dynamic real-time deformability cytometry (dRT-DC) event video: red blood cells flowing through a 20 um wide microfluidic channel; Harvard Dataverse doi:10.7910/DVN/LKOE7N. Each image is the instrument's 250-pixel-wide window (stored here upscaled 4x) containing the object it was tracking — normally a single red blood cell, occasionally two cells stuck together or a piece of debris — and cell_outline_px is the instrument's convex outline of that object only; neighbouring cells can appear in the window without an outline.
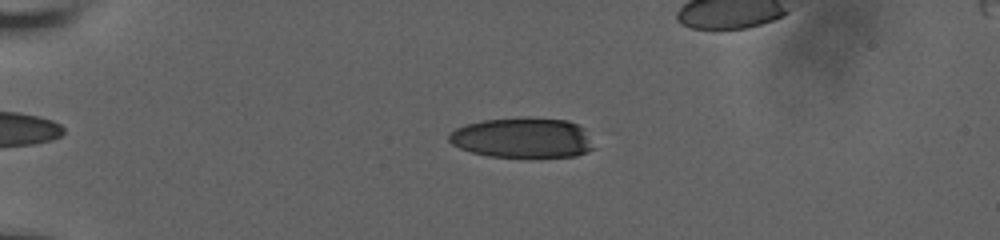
{"species": "human", "species_latin": "Homo sapiens", "temperature_condition": "room temperature", "stored_images_in_passage": 82, "camera_frame_rate_fps": 3000, "um_per_image_px": 0.085, "donor": {"sex": "male"}, "frame": {"image": 1, "passage_image": 29, "time_ms": 5.0, "image_size_px": [1000, 240], "cell_outline_px": [[592, 148], [588, 152], [576, 156], [488, 156], [472, 152], [460, 148], [452, 144], [448, 140], [448, 132], [464, 124], [480, 120], [520, 116], [528, 116], [568, 120], [584, 128]], "centroid_in_image_um": [44.35, 11.67], "position_along_channel_um": 40.7, "area_um2": 34.1}}
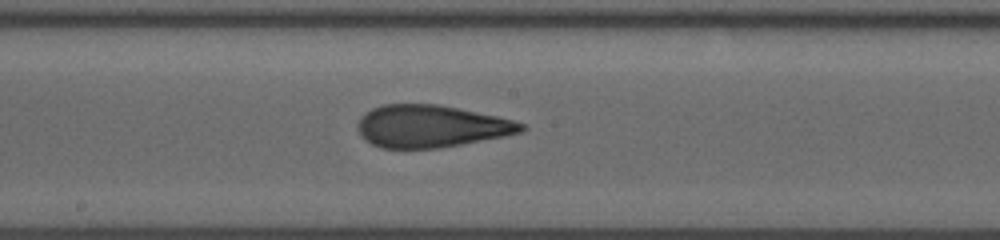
{"frame": {"image": 2, "passage_image": 60, "time_ms": 11.0, "image_size_px": [1000, 240], "cell_outline_px": [[524, 128], [520, 132], [504, 136], [460, 144], [436, 148], [380, 148], [364, 140], [360, 136], [356, 128], [356, 124], [360, 116], [364, 112], [372, 108], [384, 104], [436, 104], [496, 116], [512, 120], [524, 124]], "centroid_in_image_um": [36.53, 10.73], "position_along_channel_um": 211.7, "area_um2": 40.11}}
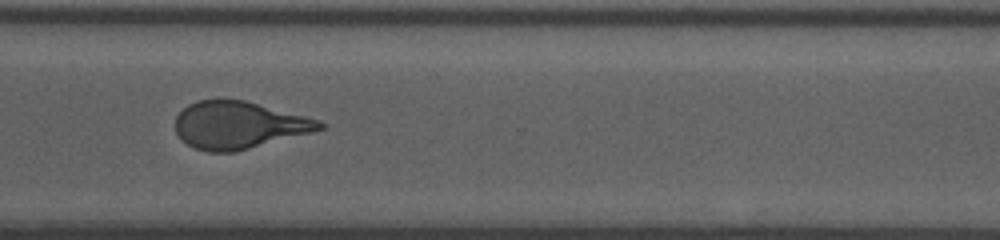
{"frame": {"image": 3, "passage_image": 81, "time_ms": 14.667, "image_size_px": [1000, 240], "cell_outline_px": [[328, 124], [324, 128], [236, 152], [208, 152], [196, 148], [188, 144], [176, 132], [176, 116], [188, 104], [196, 100], [216, 96], [220, 96], [244, 100], [320, 120]], "centroid_in_image_um": [20.26, 10.59], "position_along_channel_um": 350.3, "area_um2": 40.0}}